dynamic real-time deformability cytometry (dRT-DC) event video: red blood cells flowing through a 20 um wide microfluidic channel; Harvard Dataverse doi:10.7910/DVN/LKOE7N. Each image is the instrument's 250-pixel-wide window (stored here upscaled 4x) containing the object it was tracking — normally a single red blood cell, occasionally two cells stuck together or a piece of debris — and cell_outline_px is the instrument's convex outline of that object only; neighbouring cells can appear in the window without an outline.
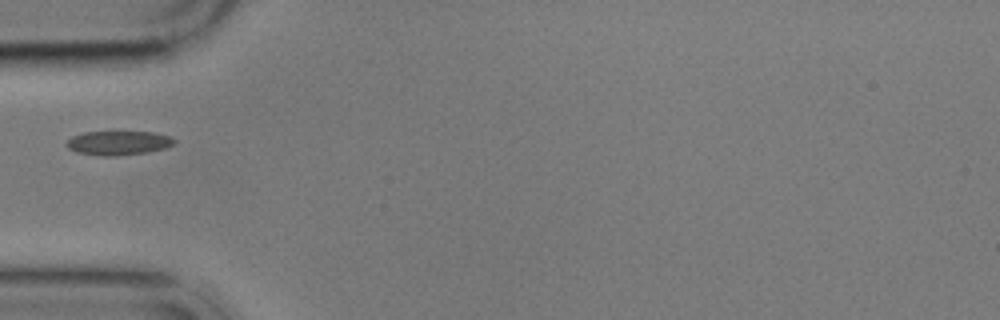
{"species": "common noctule bat (a hibernating species)", "species_latin": "Nyctalus noctula", "temperature_condition": "cold", "stored_images_in_passage": 6, "segment_of_instrument_passage": [2, 2], "camera_frame_rate_fps": 3000, "um_per_image_px": 0.085, "animal": {"sex": "male", "body_mass_g": 17.9}, "frame": {"image": 1, "passage_image": 6, "time_ms": 6.0, "image_size_px": [1000, 320], "cell_outline_px": [[176, 140], [172, 144], [164, 148], [148, 152], [116, 156], [104, 156], [76, 152], [68, 148], [64, 144], [72, 136], [84, 132], [152, 132], [168, 136]], "centroid_in_image_um": [10.01, 12.15], "position_along_channel_um": 75.0, "area_um2": 15.03}}